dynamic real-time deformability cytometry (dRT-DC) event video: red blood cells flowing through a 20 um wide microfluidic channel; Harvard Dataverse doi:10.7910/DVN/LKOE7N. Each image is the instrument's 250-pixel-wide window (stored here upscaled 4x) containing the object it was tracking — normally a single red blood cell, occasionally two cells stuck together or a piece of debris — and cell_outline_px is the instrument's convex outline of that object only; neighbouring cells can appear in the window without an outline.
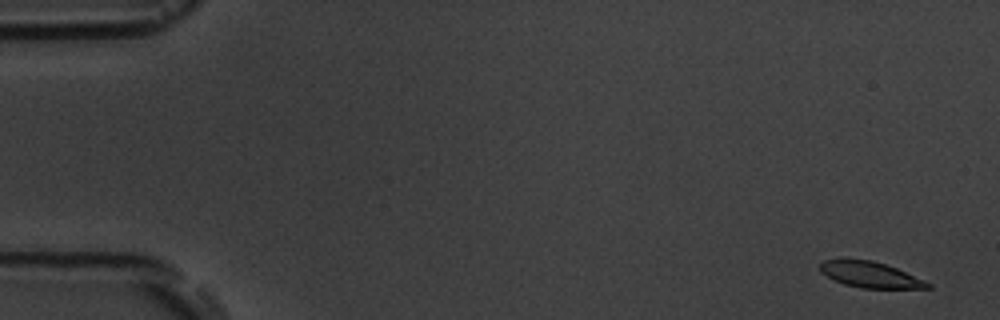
{"species": "common noctule bat (a hibernating species)", "species_latin": "Nyctalus noctula", "temperature_condition": "room temperature", "stored_images_in_passage": 16, "camera_frame_rate_fps": 3000, "um_per_image_px": 0.085, "animal": {"sex": "male", "body_mass_g": 19.5, "forearm_length_mm": 54.6}, "frame": {"image": 1, "passage_image": 1, "time_ms": 0.0, "image_size_px": [1000, 320], "cell_outline_px": [[932, 288], [860, 288], [844, 284], [820, 272], [820, 264], [824, 260], [872, 260], [896, 268], [924, 280], [932, 284]], "centroid_in_image_um": [73.99, 23.36], "position_along_channel_um": 11.0, "area_um2": 15.84}}
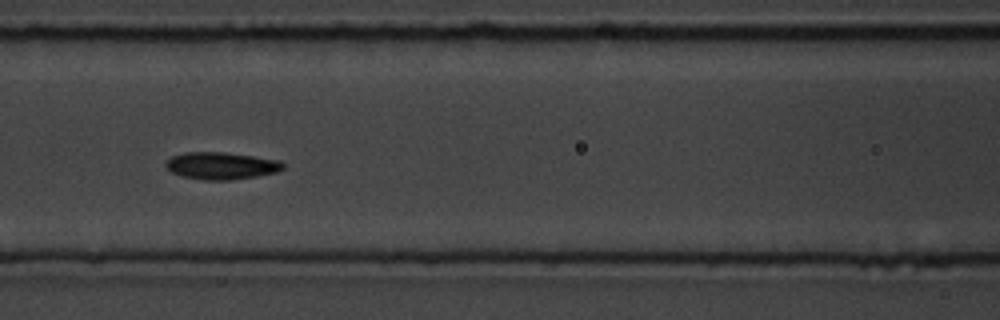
{"frame": {"image": 2, "passage_image": 7, "time_ms": 7.667, "image_size_px": [1000, 320], "cell_outline_px": [[284, 168], [276, 172], [256, 176], [232, 180], [204, 180], [180, 176], [172, 172], [164, 164], [172, 156], [184, 152], [224, 152], [280, 160], [284, 164]], "centroid_in_image_um": [18.8, 14.09], "position_along_channel_um": 147.8, "area_um2": 18.55}, "authors_computed_cell_mechanics": {"area_um2": 18.0047, "velocity_mm_per_s": 3.552, "shape_relaxation_time_tau1_ms": 2.6168, "shape_relaxation_time_tau2_ms": 1.998, "deformation_change_tau1": 0.1082, "deformation_change_tau2": 0.0636}}